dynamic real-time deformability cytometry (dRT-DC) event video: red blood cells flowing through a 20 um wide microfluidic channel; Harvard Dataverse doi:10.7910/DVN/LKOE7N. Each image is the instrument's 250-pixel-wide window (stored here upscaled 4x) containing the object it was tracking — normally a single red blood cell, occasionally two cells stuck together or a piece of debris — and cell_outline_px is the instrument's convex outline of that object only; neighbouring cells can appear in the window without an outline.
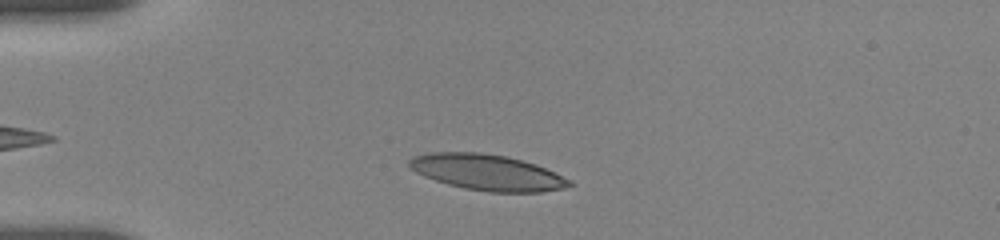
{"species": "human", "species_latin": "Homo sapiens", "temperature_condition": "room temperature", "stored_images_in_passage": 20, "camera_frame_rate_fps": 3000, "um_per_image_px": 0.085, "donor": {"sex": "female"}, "frame": {"image": 1, "passage_image": 2, "time_ms": 1.0, "image_size_px": [1000, 240], "cell_outline_px": [[576, 184], [564, 188], [540, 192], [488, 192], [464, 188], [448, 184], [424, 176], [408, 168], [408, 160], [412, 156], [432, 152], [480, 152], [508, 156], [536, 164], [572, 180]], "centroid_in_image_um": [41.42, 14.64], "position_along_channel_um": 43.6, "area_um2": 33.7}}
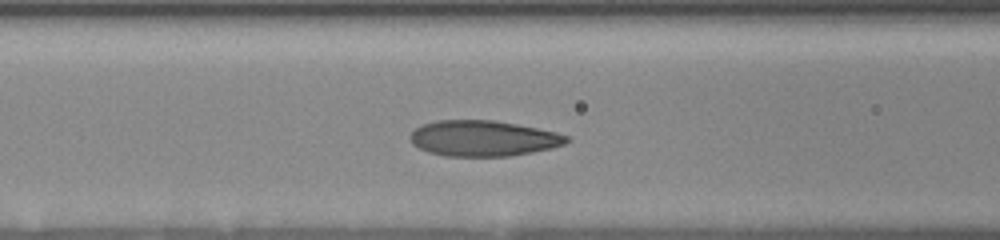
{"frame": {"image": 2, "passage_image": 10, "time_ms": 4.0, "image_size_px": [1000, 240], "cell_outline_px": [[572, 140], [564, 144], [552, 148], [532, 152], [508, 156], [444, 156], [428, 152], [412, 144], [408, 136], [416, 128], [424, 124], [440, 120], [492, 120], [516, 124], [556, 132], [568, 136]], "centroid_in_image_um": [41.07, 11.76], "position_along_channel_um": 125.5, "area_um2": 32.48}}
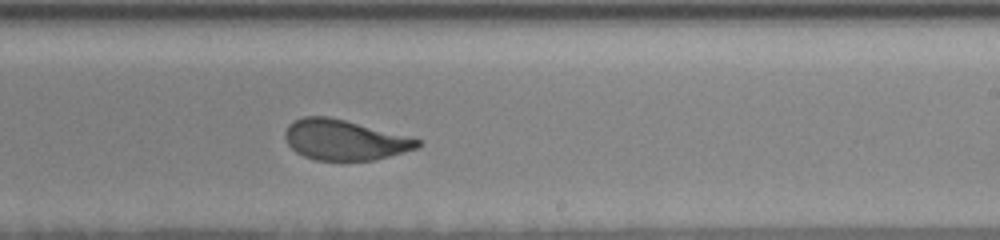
{"frame": {"image": 3, "passage_image": 20, "time_ms": 7.667, "image_size_px": [1000, 240], "cell_outline_px": [[424, 144], [416, 148], [376, 160], [316, 160], [304, 156], [296, 152], [288, 144], [284, 136], [284, 132], [288, 124], [304, 116], [328, 116], [344, 120], [420, 140]], "centroid_in_image_um": [29.23, 11.9], "position_along_channel_um": 259.8, "area_um2": 30.69}}